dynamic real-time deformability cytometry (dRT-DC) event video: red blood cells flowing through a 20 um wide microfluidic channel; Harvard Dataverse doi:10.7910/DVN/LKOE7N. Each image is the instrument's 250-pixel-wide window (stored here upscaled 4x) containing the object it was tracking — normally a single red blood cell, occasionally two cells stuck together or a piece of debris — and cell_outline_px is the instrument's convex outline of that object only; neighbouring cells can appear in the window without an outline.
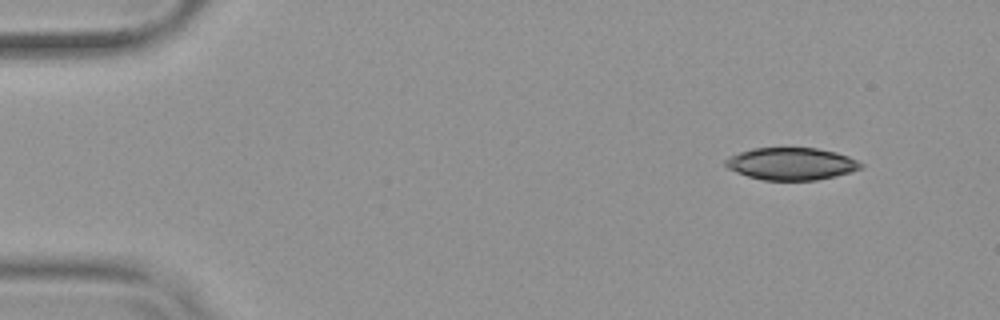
{"species": "common noctule bat (a hibernating species)", "species_latin": "Nyctalus noctula", "temperature_condition": "warm", "stored_images_in_passage": 11, "camera_frame_rate_fps": 3000, "um_per_image_px": 0.085, "animal": {"sex": "female", "body_mass_g": 19.9}, "frame": {"image": 1, "passage_image": 1, "time_ms": 0.0, "image_size_px": [1000, 320], "cell_outline_px": [[864, 168], [836, 176], [816, 180], [764, 180], [748, 176], [736, 172], [728, 168], [724, 164], [724, 160], [740, 152], [756, 148], [816, 148], [836, 152], [848, 156], [864, 164]], "centroid_in_image_um": [67.3, 13.93], "position_along_channel_um": 17.7, "area_um2": 25.37}}